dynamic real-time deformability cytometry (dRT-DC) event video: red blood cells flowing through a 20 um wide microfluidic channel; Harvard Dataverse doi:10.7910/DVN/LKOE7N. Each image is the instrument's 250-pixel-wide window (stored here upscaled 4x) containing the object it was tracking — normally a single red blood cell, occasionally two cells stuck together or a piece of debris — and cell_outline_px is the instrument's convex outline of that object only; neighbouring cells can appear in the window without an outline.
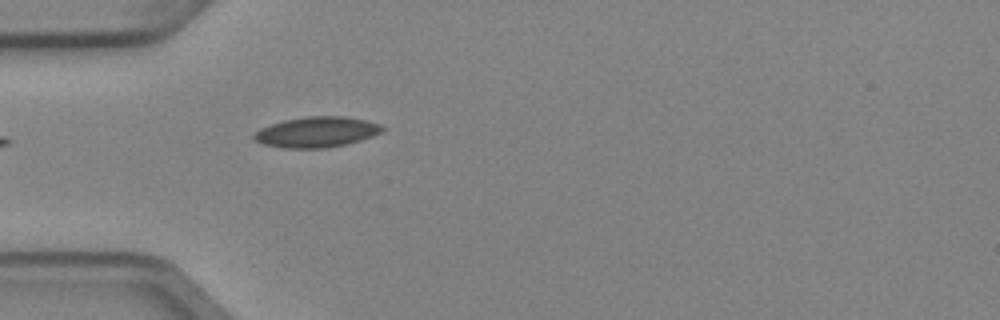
{"species": "Egyptian fruit bat (a non-hibernating species)", "species_latin": "Rousettus aegyptiacus", "temperature_condition": "cold", "stored_images_in_passage": 5, "camera_frame_rate_fps": 3000, "um_per_image_px": 0.085, "animal": {"sex": "female"}, "frame": {"image": 1, "passage_image": 5, "time_ms": 1.333, "image_size_px": [1000, 320], "cell_outline_px": [[384, 128], [380, 132], [372, 136], [360, 140], [344, 144], [324, 148], [284, 148], [264, 144], [256, 140], [252, 136], [260, 128], [284, 120], [308, 116], [344, 116], [364, 120], [380, 124]], "centroid_in_image_um": [26.9, 11.22], "position_along_channel_um": 58.1, "area_um2": 22.48}}